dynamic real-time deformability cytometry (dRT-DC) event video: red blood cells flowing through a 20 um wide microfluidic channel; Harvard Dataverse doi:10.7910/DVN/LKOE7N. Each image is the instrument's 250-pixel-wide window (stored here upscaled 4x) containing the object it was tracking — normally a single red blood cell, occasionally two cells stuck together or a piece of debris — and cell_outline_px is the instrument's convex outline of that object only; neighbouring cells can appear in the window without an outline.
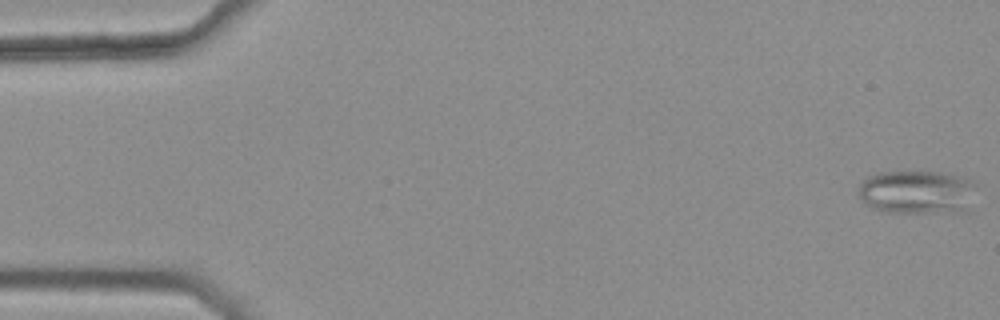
{"species": "common noctule bat (a hibernating species)", "species_latin": "Nyctalus noctula", "temperature_condition": "warm", "stored_images_in_passage": 5, "camera_frame_rate_fps": 3000, "um_per_image_px": 0.085, "animal": {"sex": "female", "body_mass_g": 25.1}, "frame": {"image": 1, "passage_image": 1, "time_ms": 0.0, "image_size_px": [1000, 320], "cell_outline_px": [[972, 184], [968, 212], [892, 212], [876, 208], [868, 204], [860, 196], [860, 184], [868, 176], [880, 172], [944, 172], [960, 176], [972, 180]], "centroid_in_image_um": [77.96, 16.32], "position_along_channel_um": 7.0, "area_um2": 29.3}}